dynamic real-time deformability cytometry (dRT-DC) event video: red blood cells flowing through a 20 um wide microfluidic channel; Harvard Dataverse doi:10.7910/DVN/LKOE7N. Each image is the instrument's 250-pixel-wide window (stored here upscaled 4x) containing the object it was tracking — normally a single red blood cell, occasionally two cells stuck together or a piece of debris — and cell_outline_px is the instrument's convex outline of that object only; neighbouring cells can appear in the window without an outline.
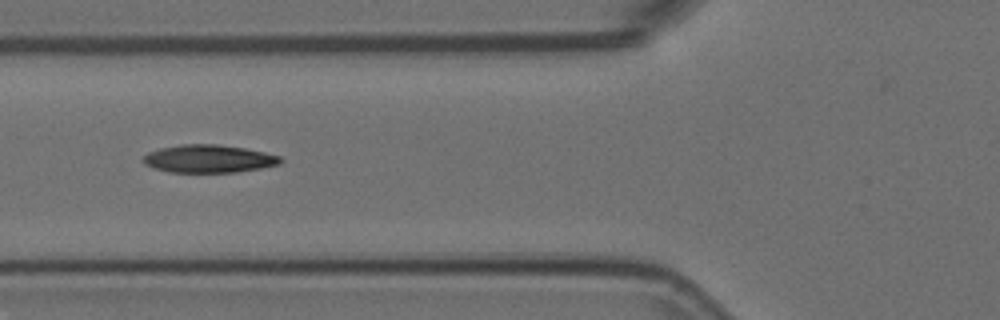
{"species": "Egyptian fruit bat (a non-hibernating species)", "species_latin": "Rousettus aegyptiacus", "temperature_condition": "room temperature", "stored_images_in_passage": 7, "camera_frame_rate_fps": 3000, "um_per_image_px": 0.085, "animal": {"sex": "female"}, "frame": {"image": 1, "passage_image": 6, "time_ms": 1.667, "image_size_px": [1000, 320], "cell_outline_px": [[284, 160], [280, 164], [260, 168], [236, 172], [168, 172], [144, 164], [140, 160], [148, 152], [160, 148], [180, 144], [216, 144], [244, 148], [264, 152], [280, 156]], "centroid_in_image_um": [17.73, 13.49], "position_along_channel_um": 108.1, "area_um2": 22.31}}
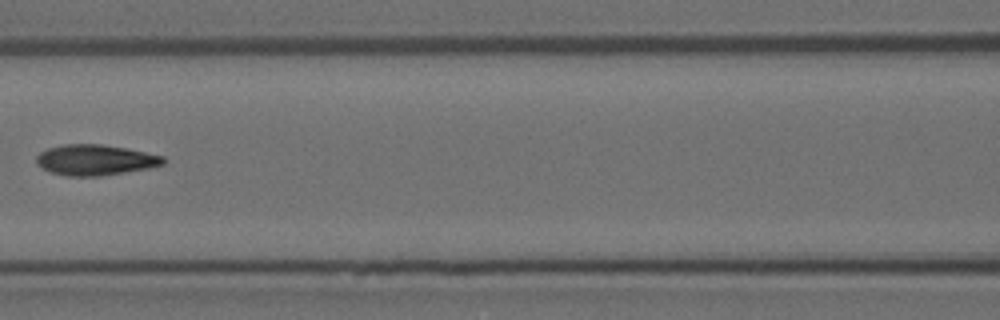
{"frame": {"image": 2, "passage_image": 7, "time_ms": 2.0, "image_size_px": [1000, 320], "cell_outline_px": [[164, 164], [148, 168], [100, 176], [68, 176], [52, 172], [36, 164], [36, 156], [40, 152], [48, 148], [64, 144], [100, 144], [124, 148], [164, 156]], "centroid_in_image_um": [8.07, 13.59], "position_along_channel_um": 158.5, "area_um2": 22.37}}